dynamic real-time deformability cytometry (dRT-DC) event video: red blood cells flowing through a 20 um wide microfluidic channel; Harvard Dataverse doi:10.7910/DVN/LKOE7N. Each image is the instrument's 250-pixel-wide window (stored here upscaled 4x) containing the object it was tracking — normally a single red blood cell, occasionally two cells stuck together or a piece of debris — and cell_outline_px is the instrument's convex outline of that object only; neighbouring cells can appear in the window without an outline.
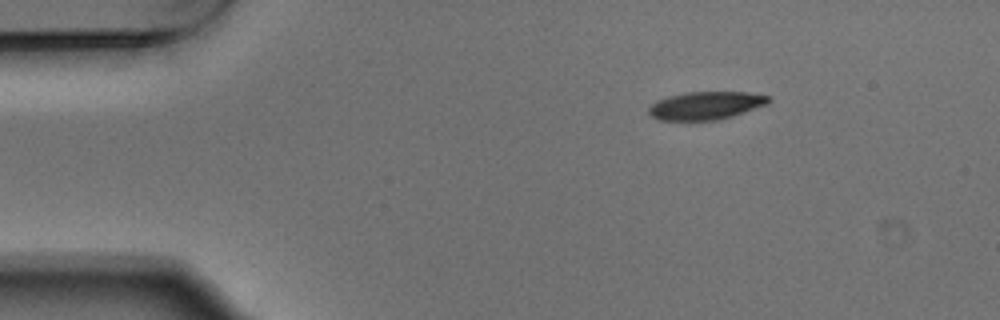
{"species": "Egyptian fruit bat (a non-hibernating species)", "species_latin": "Rousettus aegyptiacus", "temperature_condition": "warm", "stored_images_in_passage": 4, "camera_frame_rate_fps": 3000, "um_per_image_px": 0.085, "animal": {"sex": "male"}, "frame": {"image": 1, "passage_image": 1, "time_ms": 0.0, "image_size_px": [1000, 320], "cell_outline_px": [[772, 100], [768, 104], [732, 116], [716, 120], [660, 120], [652, 116], [648, 112], [648, 108], [656, 100], [668, 96], [684, 92], [748, 92], [768, 96]], "centroid_in_image_um": [59.99, 8.96], "position_along_channel_um": 25.0, "area_um2": 19.54}}